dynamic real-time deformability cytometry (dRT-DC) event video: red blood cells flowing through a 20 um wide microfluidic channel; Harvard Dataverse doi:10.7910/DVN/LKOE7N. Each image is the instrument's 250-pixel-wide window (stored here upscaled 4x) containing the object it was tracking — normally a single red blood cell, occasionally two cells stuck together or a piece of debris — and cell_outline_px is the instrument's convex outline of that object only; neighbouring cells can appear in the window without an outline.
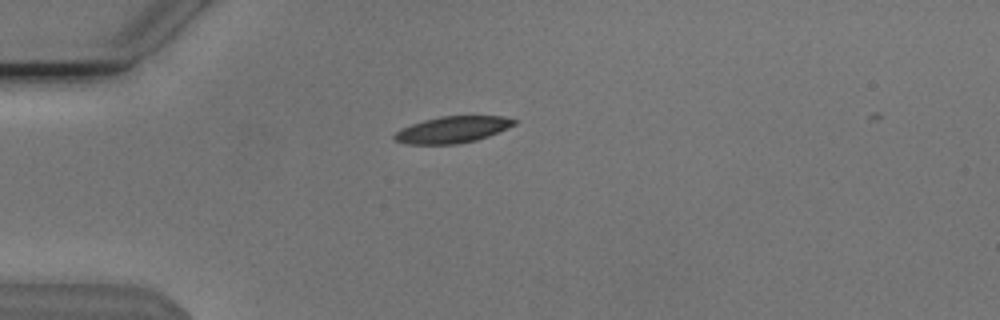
{"species": "Egyptian fruit bat (a non-hibernating species)", "species_latin": "Rousettus aegyptiacus", "temperature_condition": "cold", "stored_images_in_passage": 41, "camera_frame_rate_fps": 3000, "um_per_image_px": 0.085, "animal": {"sex": "male"}, "frame": {"image": 1, "passage_image": 2, "time_ms": 0.333, "image_size_px": [1000, 320], "cell_outline_px": [[516, 124], [488, 136], [476, 140], [456, 144], [408, 144], [396, 140], [392, 136], [400, 128], [424, 120], [440, 116], [500, 116], [516, 120]], "centroid_in_image_um": [38.43, 11.02], "position_along_channel_um": 46.6, "area_um2": 18.32}}
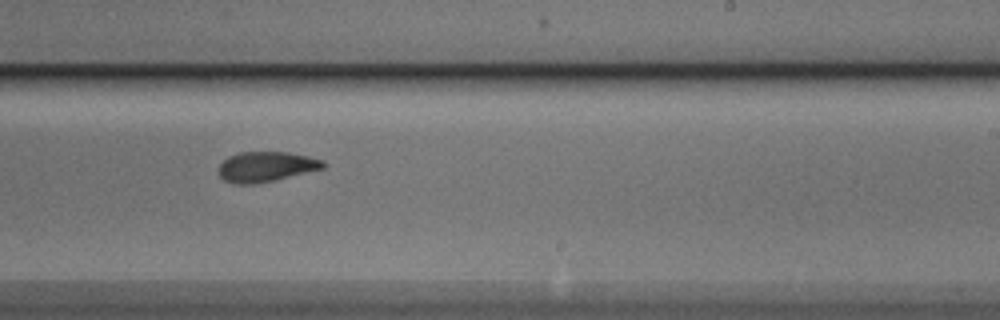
{"frame": {"image": 2, "passage_image": 21, "time_ms": 6.667, "image_size_px": [1000, 320], "cell_outline_px": [[324, 168], [256, 184], [236, 184], [224, 180], [220, 176], [220, 164], [228, 156], [240, 152], [288, 152], [308, 156], [324, 160]], "centroid_in_image_um": [22.61, 14.16], "position_along_channel_um": 266.4, "area_um2": 18.15}}
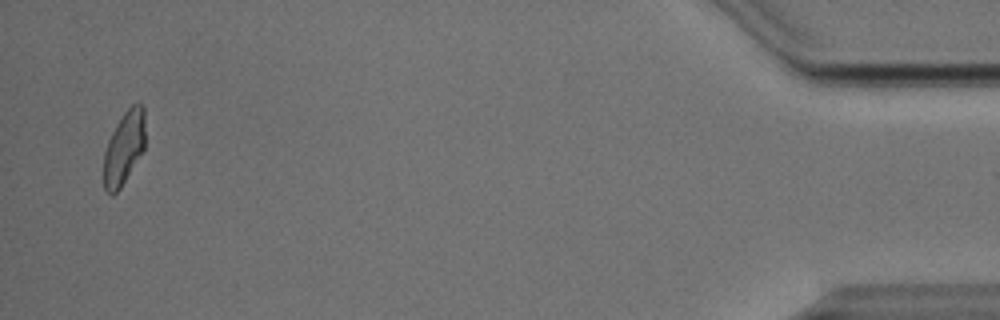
{"frame": {"image": 3, "passage_image": 40, "time_ms": 13.0, "image_size_px": [1000, 320], "cell_outline_px": [[144, 148], [120, 188], [112, 196], [104, 188], [104, 152], [108, 140], [116, 124], [124, 112], [132, 104], [140, 100], [144, 104]], "centroid_in_image_um": [10.54, 12.51], "position_along_channel_um": 424.7, "area_um2": 17.57}}